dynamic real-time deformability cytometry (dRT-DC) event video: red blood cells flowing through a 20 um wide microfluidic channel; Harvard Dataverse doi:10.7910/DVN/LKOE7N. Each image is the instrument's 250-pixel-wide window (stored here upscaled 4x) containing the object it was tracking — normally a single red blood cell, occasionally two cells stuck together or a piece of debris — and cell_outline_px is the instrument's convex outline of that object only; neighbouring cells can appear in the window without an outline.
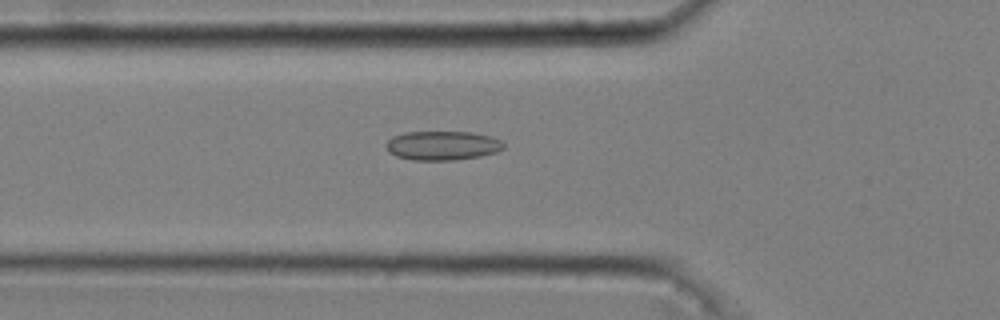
{"species": "common noctule bat (a hibernating species)", "species_latin": "Nyctalus noctula", "temperature_condition": "cold", "stored_images_in_passage": 50, "camera_frame_rate_fps": 3000, "um_per_image_px": 0.085, "animal": {"sex": "male", "body_mass_g": 20.4}, "frame": {"image": 1, "passage_image": 19, "time_ms": 6.0, "image_size_px": [1000, 320], "cell_outline_px": [[504, 148], [496, 152], [480, 156], [452, 160], [412, 160], [396, 156], [388, 152], [384, 144], [392, 136], [404, 132], [472, 132], [492, 136], [500, 140], [504, 144]], "centroid_in_image_um": [37.58, 12.37], "position_along_channel_um": 88.2, "area_um2": 20.11}}
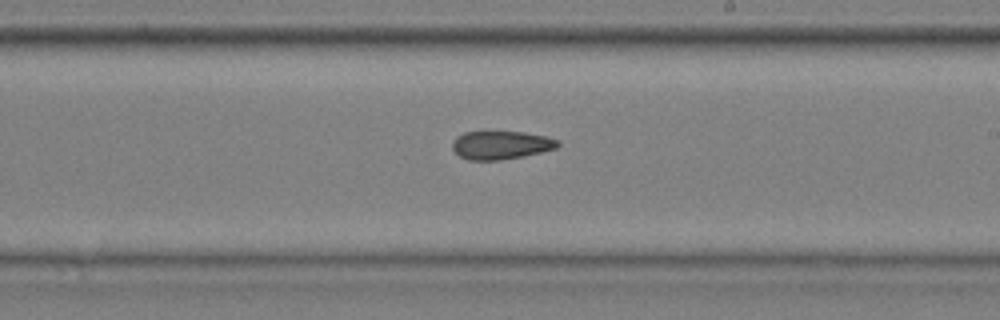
{"frame": {"image": 2, "passage_image": 32, "time_ms": 10.333, "image_size_px": [1000, 320], "cell_outline_px": [[560, 144], [556, 148], [524, 156], [500, 160], [468, 160], [460, 156], [452, 148], [452, 140], [456, 136], [464, 132], [484, 128], [524, 132], [548, 136], [560, 140]], "centroid_in_image_um": [42.55, 12.27], "position_along_channel_um": 246.5, "area_um2": 18.38}}
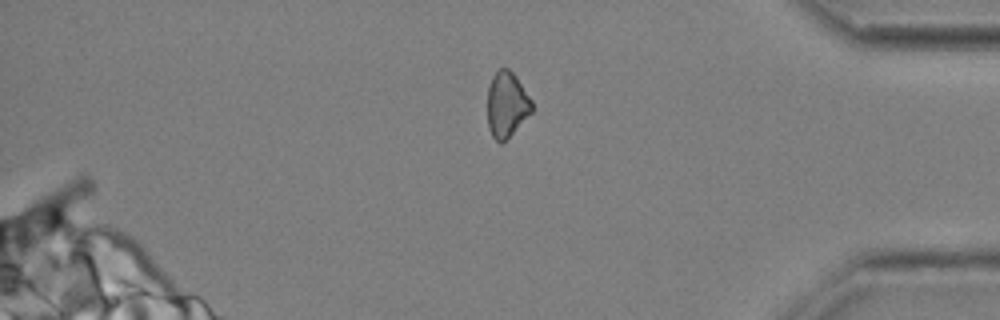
{"frame": {"image": 3, "passage_image": 46, "time_ms": 15.0, "image_size_px": [1000, 320], "cell_outline_px": [[532, 112], [500, 144], [492, 136], [488, 128], [488, 88], [492, 76], [500, 68], [508, 68], [516, 76], [532, 100]], "centroid_in_image_um": [43.06, 8.86], "position_along_channel_um": 392.1, "area_um2": 16.7}, "authors_computed_cell_mechanics": {"area_um2": 18.3515, "velocity_mm_per_s": 3.6432, "shape_relaxation_time_tau1_ms": null, "shape_relaxation_time_tau2_ms": 4.4566, "deformation_change_tau1": null, "deformation_change_tau2": 0.093}}